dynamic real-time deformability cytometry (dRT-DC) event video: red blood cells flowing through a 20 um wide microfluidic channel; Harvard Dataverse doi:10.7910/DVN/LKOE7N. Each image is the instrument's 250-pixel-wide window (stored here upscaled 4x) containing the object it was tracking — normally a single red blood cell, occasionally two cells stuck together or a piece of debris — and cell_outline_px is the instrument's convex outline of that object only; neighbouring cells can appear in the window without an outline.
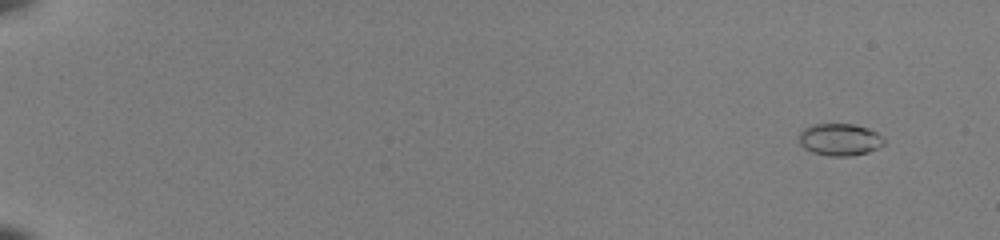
{"species": "common noctule bat (a hibernating species)", "species_latin": "Nyctalus noctula", "temperature_condition": "room temperature", "stored_images_in_passage": 55, "camera_frame_rate_fps": 3000, "um_per_image_px": 0.085, "animal": {"sex": "female", "body_mass_g": 22.0, "forearm_length_mm": 56.7}, "frame": {"image": 1, "passage_image": 5, "time_ms": 1.333, "image_size_px": [1000, 240], "cell_outline_px": [[884, 144], [868, 152], [848, 156], [832, 156], [812, 152], [804, 148], [800, 144], [800, 132], [804, 128], [812, 124], [852, 124], [868, 128], [876, 132], [884, 140]], "centroid_in_image_um": [71.36, 11.86], "position_along_channel_um": 13.6, "area_um2": 15.72}}
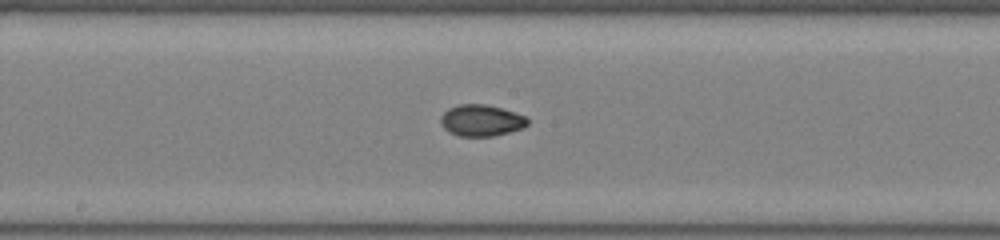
{"frame": {"image": 2, "passage_image": 33, "time_ms": 10.667, "image_size_px": [1000, 240], "cell_outline_px": [[528, 124], [520, 128], [508, 132], [492, 136], [460, 136], [448, 132], [444, 128], [440, 120], [440, 116], [448, 108], [456, 104], [484, 104], [500, 108], [528, 116]], "centroid_in_image_um": [40.88, 10.23], "position_along_channel_um": 207.3, "area_um2": 15.9}}
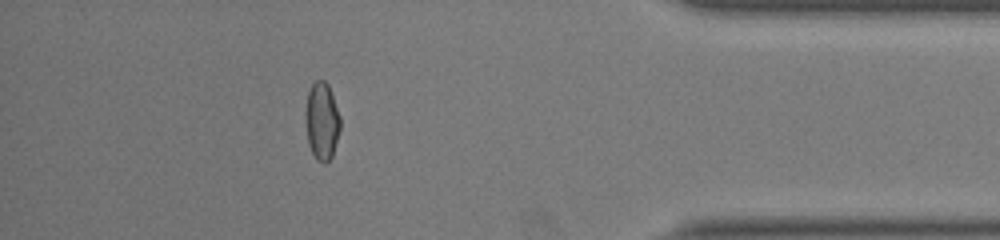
{"frame": {"image": 3, "passage_image": 50, "time_ms": 16.333, "image_size_px": [1000, 240], "cell_outline_px": [[340, 128], [332, 156], [324, 164], [316, 160], [308, 144], [304, 120], [304, 112], [308, 92], [312, 84], [316, 80], [324, 80], [328, 84], [340, 116]], "centroid_in_image_um": [27.33, 10.29], "position_along_channel_um": 407.9, "area_um2": 15.9}, "authors_computed_cell_mechanics": {"area_um2": 15.5482, "velocity_mm_per_s": 4.0153, "shape_relaxation_time_tau1_ms": null, "shape_relaxation_time_tau2_ms": 1.2567, "deformation_change_tau1": null, "deformation_change_tau2": 0.0356}}